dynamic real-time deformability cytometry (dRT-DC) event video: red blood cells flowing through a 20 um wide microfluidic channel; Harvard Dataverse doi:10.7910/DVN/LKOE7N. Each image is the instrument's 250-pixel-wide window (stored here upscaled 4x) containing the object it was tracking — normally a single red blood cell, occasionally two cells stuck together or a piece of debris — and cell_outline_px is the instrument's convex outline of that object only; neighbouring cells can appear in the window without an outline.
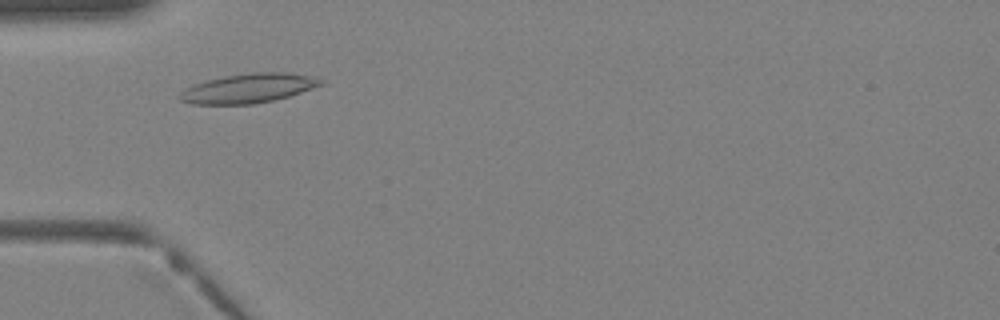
{"species": "Egyptian fruit bat (a non-hibernating species)", "species_latin": "Rousettus aegyptiacus", "temperature_condition": "warm", "stored_images_in_passage": 33, "camera_frame_rate_fps": 3000, "um_per_image_px": 0.085, "animal": {"sex": "female"}, "frame": {"image": 1, "passage_image": 6, "time_ms": 1.667, "image_size_px": [1000, 320], "cell_outline_px": [[324, 84], [288, 96], [272, 100], [252, 104], [192, 104], [180, 100], [176, 96], [184, 88], [192, 84], [224, 76], [252, 72], [284, 72], [308, 76], [324, 80]], "centroid_in_image_um": [21.04, 7.5], "position_along_channel_um": 64.0, "area_um2": 23.99}}
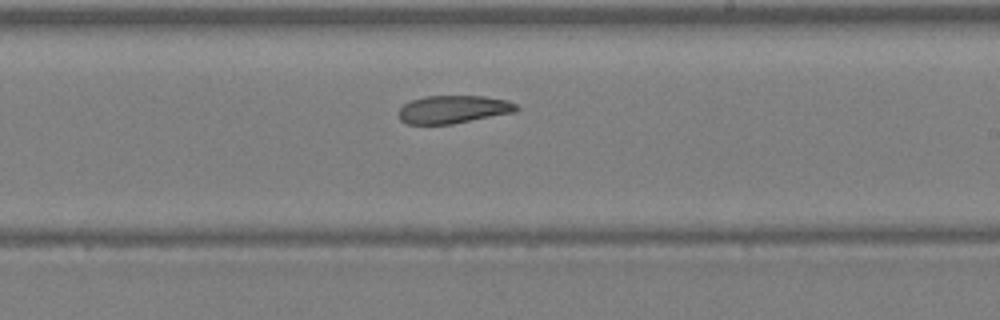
{"frame": {"image": 2, "passage_image": 17, "time_ms": 5.333, "image_size_px": [1000, 320], "cell_outline_px": [[520, 108], [516, 112], [452, 124], [408, 124], [400, 120], [396, 112], [404, 104], [412, 100], [424, 96], [484, 96], [508, 100], [516, 104]], "centroid_in_image_um": [38.53, 9.3], "position_along_channel_um": 250.5, "area_um2": 19.36}}
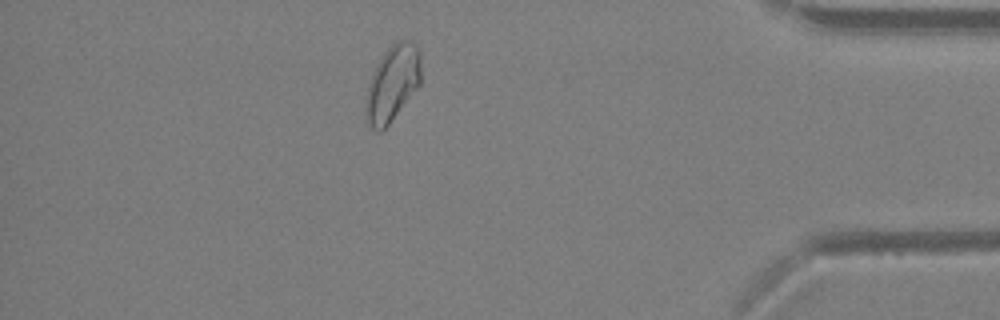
{"frame": {"image": 3, "passage_image": 28, "time_ms": 9.0, "image_size_px": [1000, 320], "cell_outline_px": [[420, 84], [388, 124], [380, 132], [376, 132], [364, 120], [364, 100], [368, 84], [376, 64], [384, 52], [396, 40], [408, 40], [416, 44], [420, 48]], "centroid_in_image_um": [33.32, 7.09], "position_along_channel_um": 401.9, "area_um2": 24.68}}